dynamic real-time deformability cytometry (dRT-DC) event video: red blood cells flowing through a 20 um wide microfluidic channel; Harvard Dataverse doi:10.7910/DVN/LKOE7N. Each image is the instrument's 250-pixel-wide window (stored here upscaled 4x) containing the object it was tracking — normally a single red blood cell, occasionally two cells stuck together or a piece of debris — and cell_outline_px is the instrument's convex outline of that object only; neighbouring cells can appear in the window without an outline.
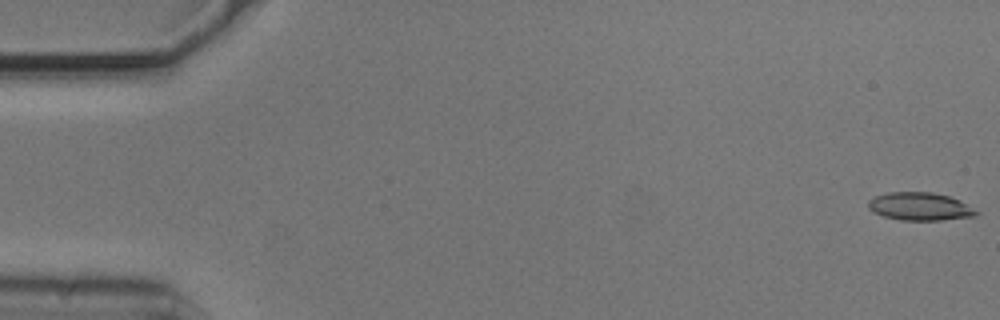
{"species": "common noctule bat (a hibernating species)", "species_latin": "Nyctalus noctula", "temperature_condition": "cold", "stored_images_in_passage": 54, "camera_frame_rate_fps": 3000, "um_per_image_px": 0.085, "animal": {"sex": "male", "body_mass_g": 20.5, "forearm_length_mm": 52.5}, "frame": {"image": 1, "passage_image": 1, "time_ms": 0.0, "image_size_px": [1000, 320], "cell_outline_px": [[980, 212], [976, 216], [940, 220], [900, 220], [884, 216], [872, 212], [868, 208], [868, 200], [876, 196], [888, 192], [932, 192], [948, 196], [960, 200]], "centroid_in_image_um": [78.19, 17.55], "position_along_channel_um": 6.8, "area_um2": 17.63}}
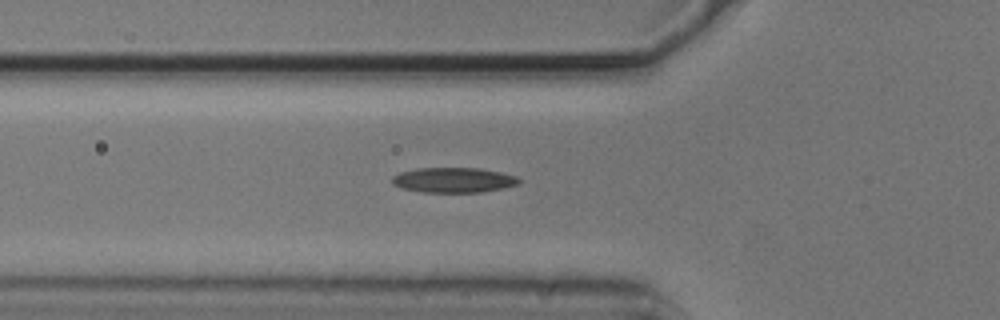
{"frame": {"image": 2, "passage_image": 19, "time_ms": 6.0, "image_size_px": [1000, 320], "cell_outline_px": [[520, 180], [516, 184], [504, 188], [484, 192], [424, 192], [400, 188], [392, 184], [392, 176], [400, 172], [416, 168], [480, 168], [500, 172], [516, 176]], "centroid_in_image_um": [38.51, 15.3], "position_along_channel_um": 87.3, "area_um2": 18.55}}
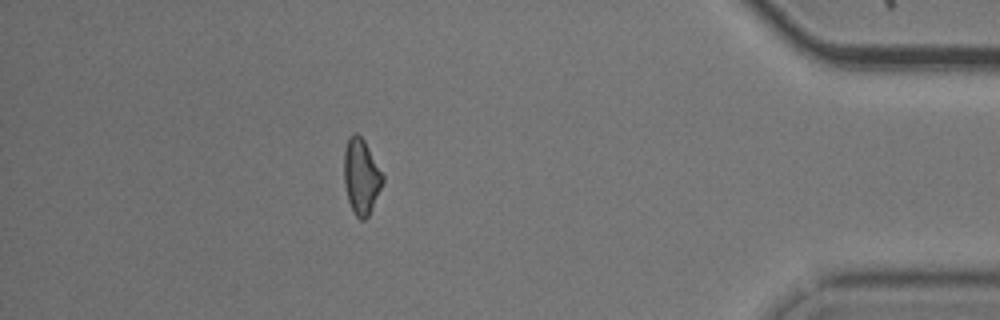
{"frame": {"image": 3, "passage_image": 48, "time_ms": 15.667, "image_size_px": [1000, 320], "cell_outline_px": [[384, 180], [372, 208], [368, 216], [364, 220], [360, 220], [356, 216], [348, 200], [344, 184], [344, 152], [348, 136], [352, 132], [356, 132], [364, 140], [384, 176]], "centroid_in_image_um": [30.69, 14.97], "position_along_channel_um": 404.5, "area_um2": 16.94}, "authors_computed_cell_mechanics": {"area_um2": 17.6868, "velocity_mm_per_s": 3.7378, "shape_relaxation_time_tau1_ms": 4.901, "shape_relaxation_time_tau2_ms": 8.3808, "deformation_change_tau1": 0.1325, "deformation_change_tau2": 0.1988}}